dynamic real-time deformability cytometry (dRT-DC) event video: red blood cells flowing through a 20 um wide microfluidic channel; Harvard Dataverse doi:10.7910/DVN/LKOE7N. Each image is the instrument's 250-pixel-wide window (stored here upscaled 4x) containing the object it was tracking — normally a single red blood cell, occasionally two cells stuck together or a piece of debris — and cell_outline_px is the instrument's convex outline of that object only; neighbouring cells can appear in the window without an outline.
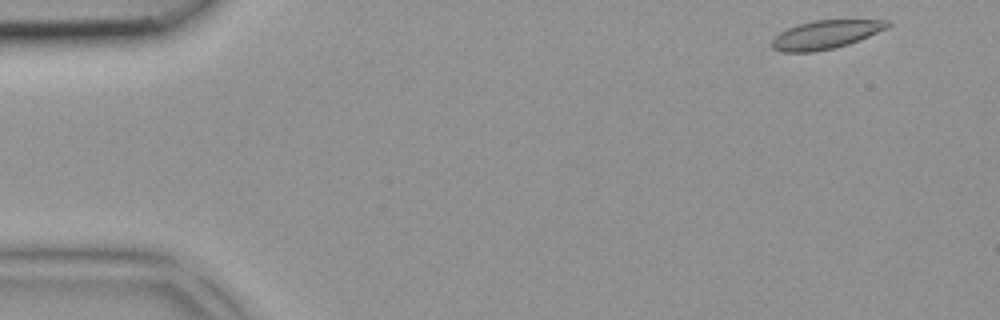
{"species": "common noctule bat (a hibernating species)", "species_latin": "Nyctalus noctula", "temperature_condition": "room temperature", "stored_images_in_passage": 40, "segment_of_instrument_passage": [1, 2], "camera_frame_rate_fps": 3000, "um_per_image_px": 0.085, "animal": {"sex": "female", "body_mass_g": 18.4}, "frame": {"image": 1, "passage_image": 1, "time_ms": 0.0, "image_size_px": [1000, 320], "cell_outline_px": [[892, 24], [888, 28], [860, 40], [836, 48], [812, 52], [780, 52], [772, 48], [772, 40], [780, 32], [788, 28], [800, 24], [816, 20], [888, 20]], "centroid_in_image_um": [70.2, 2.95], "position_along_channel_um": 14.8, "area_um2": 19.19}}
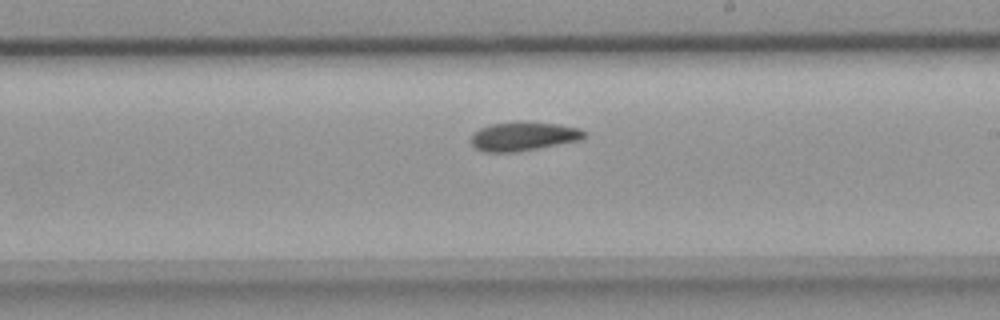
{"frame": {"image": 2, "passage_image": 22, "time_ms": 7.0, "image_size_px": [1000, 320], "cell_outline_px": [[588, 132], [580, 140], [516, 152], [484, 152], [476, 148], [472, 144], [472, 132], [488, 124], [520, 120], [560, 124], [580, 128]], "centroid_in_image_um": [44.49, 11.56], "position_along_channel_um": 244.5, "area_um2": 19.42}}
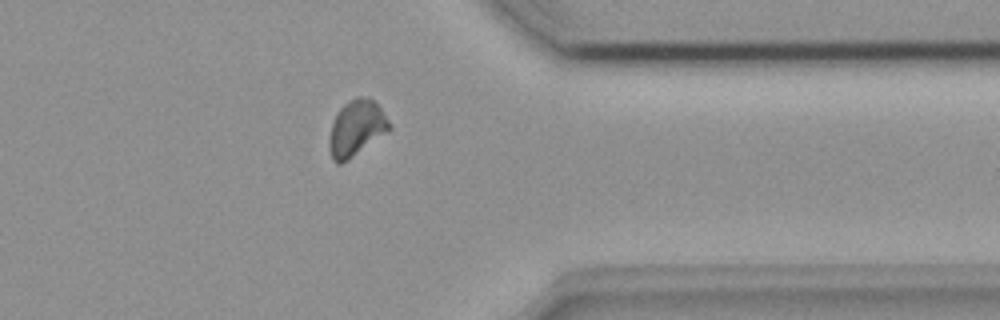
{"frame": {"image": 3, "passage_image": 31, "time_ms": 10.0, "image_size_px": [1000, 320], "cell_outline_px": [[392, 128], [340, 164], [336, 164], [332, 160], [328, 148], [328, 140], [332, 124], [336, 112], [344, 104], [356, 96], [360, 96], [372, 100], [380, 108], [392, 124]], "centroid_in_image_um": [30.26, 10.88], "position_along_channel_um": 381.1, "area_um2": 19.25}}